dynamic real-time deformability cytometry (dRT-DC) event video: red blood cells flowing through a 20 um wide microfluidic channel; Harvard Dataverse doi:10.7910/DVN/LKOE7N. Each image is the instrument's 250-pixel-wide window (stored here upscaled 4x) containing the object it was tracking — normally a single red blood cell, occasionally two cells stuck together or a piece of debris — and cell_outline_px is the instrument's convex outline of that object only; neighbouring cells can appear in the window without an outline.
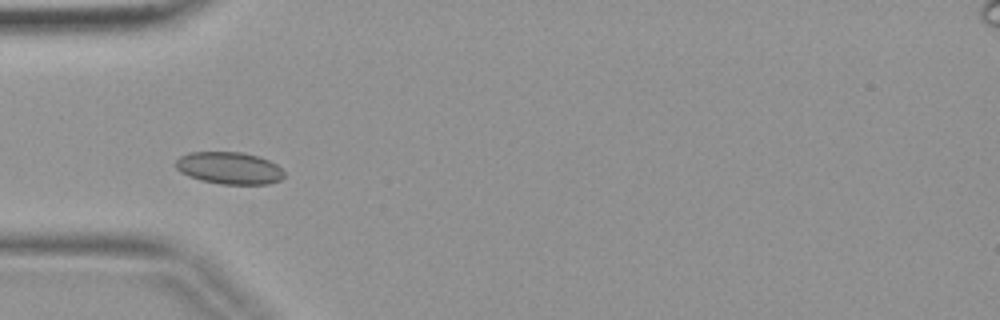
{"species": "common noctule bat (a hibernating species)", "species_latin": "Nyctalus noctula", "temperature_condition": "warm", "stored_images_in_passage": 4, "camera_frame_rate_fps": 3000, "um_per_image_px": 0.085, "animal": {"sex": "female", "body_mass_g": 19.9}, "frame": {"image": 1, "passage_image": 2, "time_ms": 0.333, "image_size_px": [1000, 320], "cell_outline_px": [[284, 176], [280, 180], [268, 184], [220, 184], [200, 180], [188, 176], [180, 172], [176, 168], [176, 160], [180, 156], [188, 152], [244, 152], [268, 160], [276, 164], [284, 172]], "centroid_in_image_um": [19.46, 14.28], "position_along_channel_um": 65.5, "area_um2": 20.35}}
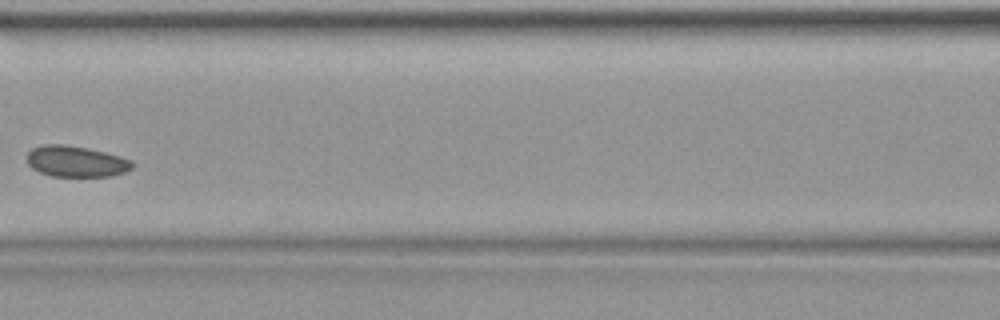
{"frame": {"image": 2, "passage_image": 4, "time_ms": 1.0, "image_size_px": [1000, 320], "cell_outline_px": [[132, 168], [124, 172], [112, 176], [52, 176], [40, 172], [32, 168], [28, 164], [28, 152], [32, 148], [44, 144], [64, 144], [88, 148], [120, 156], [132, 160]], "centroid_in_image_um": [6.46, 13.71], "position_along_channel_um": 160.1, "area_um2": 18.96}}